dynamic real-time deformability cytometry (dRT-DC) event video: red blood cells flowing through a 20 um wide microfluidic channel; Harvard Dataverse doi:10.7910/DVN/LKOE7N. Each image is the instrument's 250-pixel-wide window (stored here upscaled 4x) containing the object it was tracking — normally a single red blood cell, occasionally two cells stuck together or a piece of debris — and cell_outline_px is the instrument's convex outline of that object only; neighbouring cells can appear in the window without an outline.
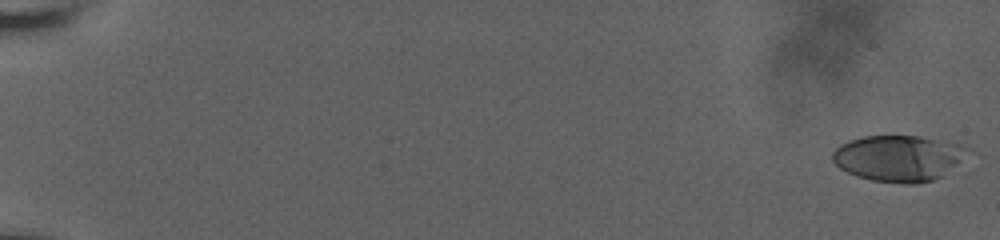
{"species": "human", "species_latin": "Homo sapiens", "temperature_condition": "room temperature", "stored_images_in_passage": 30, "camera_frame_rate_fps": 3000, "um_per_image_px": 0.085, "donor": {"sex": "male"}, "frame": {"image": 1, "passage_image": 1, "time_ms": 0.0, "image_size_px": [1000, 240], "cell_outline_px": [[972, 148], [960, 168], [944, 176], [932, 180], [916, 184], [904, 184], [872, 180], [856, 176], [840, 168], [832, 160], [832, 152], [840, 144], [864, 136], [920, 136], [956, 144]], "centroid_in_image_um": [76.47, 13.46], "position_along_channel_um": 8.5, "area_um2": 36.88}}
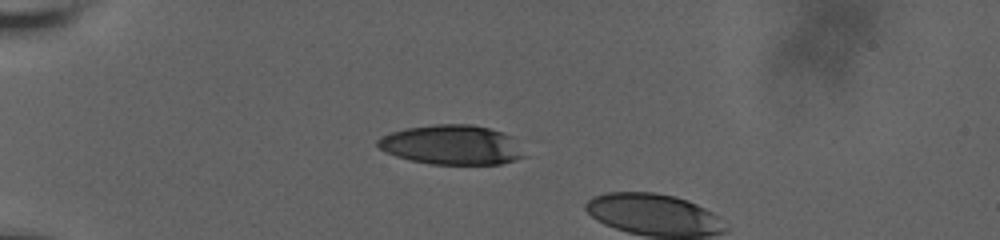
{"frame": {"image": 2, "passage_image": 28, "time_ms": 6.0, "image_size_px": [1000, 240], "cell_outline_px": [[528, 156], [516, 160], [500, 164], [432, 164], [412, 160], [396, 156], [380, 148], [376, 144], [376, 140], [392, 132], [404, 128], [436, 124], [472, 124], [488, 128], [512, 136]], "centroid_in_image_um": [38.45, 12.31], "position_along_channel_um": 46.6, "area_um2": 33.76}}